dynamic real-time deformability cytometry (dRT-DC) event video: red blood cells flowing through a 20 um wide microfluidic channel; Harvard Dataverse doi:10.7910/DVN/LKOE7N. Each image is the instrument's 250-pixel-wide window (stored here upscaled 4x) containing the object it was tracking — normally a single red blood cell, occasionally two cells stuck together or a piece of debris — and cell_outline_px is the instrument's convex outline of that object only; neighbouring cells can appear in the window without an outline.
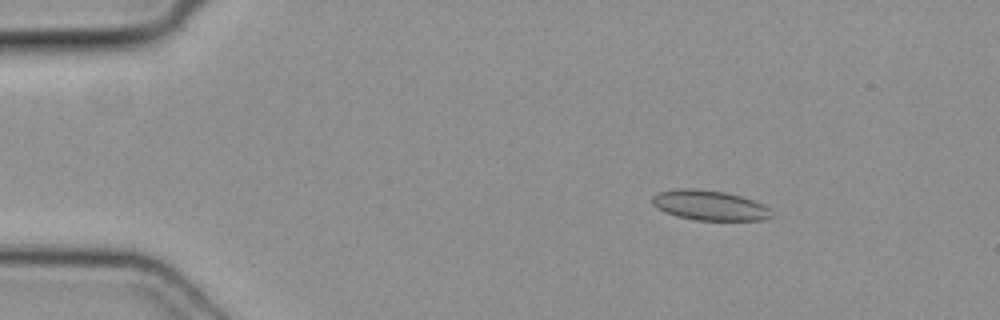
{"species": "common noctule bat (a hibernating species)", "species_latin": "Nyctalus noctula", "temperature_condition": "cold", "stored_images_in_passage": 49, "camera_frame_rate_fps": 3000, "um_per_image_px": 0.085, "animal": {"sex": "female", "body_mass_g": 19.3, "forearm_length_mm": 54.1}, "frame": {"image": 1, "passage_image": 7, "time_ms": 2.0, "image_size_px": [1000, 320], "cell_outline_px": [[776, 216], [764, 220], [696, 220], [676, 216], [664, 212], [656, 208], [652, 204], [652, 196], [660, 192], [676, 188], [692, 188], [724, 192], [740, 196], [764, 204], [772, 208]], "centroid_in_image_um": [60.36, 17.46], "position_along_channel_um": 24.6, "area_um2": 21.15}}
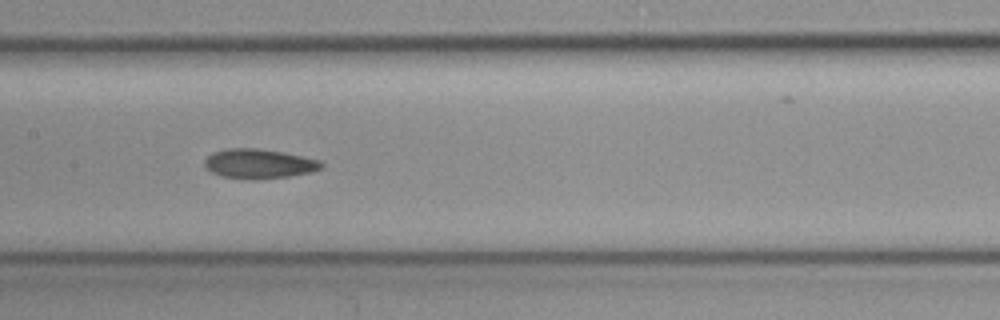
{"frame": {"image": 2, "passage_image": 24, "time_ms": 7.667, "image_size_px": [1000, 320], "cell_outline_px": [[324, 168], [312, 172], [288, 176], [256, 180], [248, 180], [220, 176], [204, 168], [204, 160], [212, 152], [228, 148], [256, 148], [284, 152], [320, 160], [324, 164]], "centroid_in_image_um": [22.0, 13.92], "position_along_channel_um": 185.4, "area_um2": 20.46}}
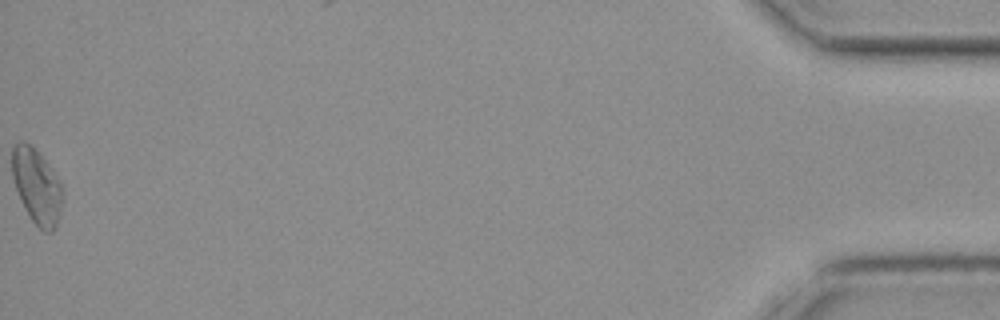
{"frame": {"image": 3, "passage_image": 49, "time_ms": 16.0, "image_size_px": [1000, 320], "cell_outline_px": [[64, 200], [56, 224], [52, 232], [44, 232], [32, 220], [16, 188], [12, 176], [12, 148], [20, 140], [24, 140], [44, 160], [60, 180]], "centroid_in_image_um": [3.14, 15.84], "position_along_channel_um": 432.1, "area_um2": 21.5}}